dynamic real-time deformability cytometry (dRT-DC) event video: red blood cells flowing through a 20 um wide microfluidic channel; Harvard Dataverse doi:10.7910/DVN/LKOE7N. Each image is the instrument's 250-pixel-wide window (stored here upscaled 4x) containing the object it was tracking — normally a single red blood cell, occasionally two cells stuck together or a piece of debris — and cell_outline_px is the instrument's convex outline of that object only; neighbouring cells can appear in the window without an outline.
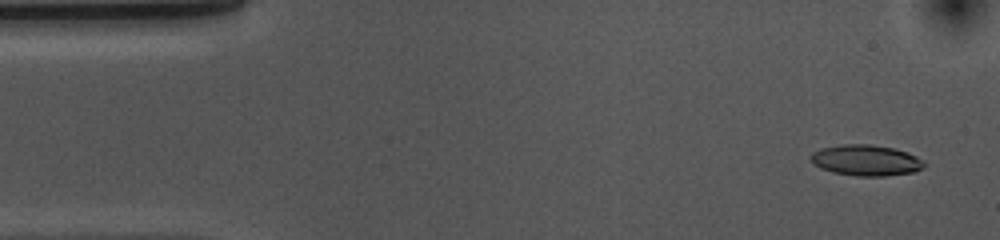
{"species": "common noctule bat (a hibernating species)", "species_latin": "Nyctalus noctula", "temperature_condition": "cold", "stored_images_in_passage": 15, "camera_frame_rate_fps": 3000, "um_per_image_px": 0.085, "animal": {"sex": "female", "body_mass_g": 10.0, "forearm_length_mm": 53.1}, "frame": {"image": 1, "passage_image": 3, "time_ms": 0.667, "image_size_px": [1000, 240], "cell_outline_px": [[924, 168], [912, 172], [888, 176], [856, 176], [832, 172], [820, 168], [812, 160], [812, 152], [820, 148], [844, 144], [868, 144], [892, 148], [908, 152], [924, 160]], "centroid_in_image_um": [73.64, 13.63], "position_along_channel_um": 11.4, "area_um2": 20.35}}
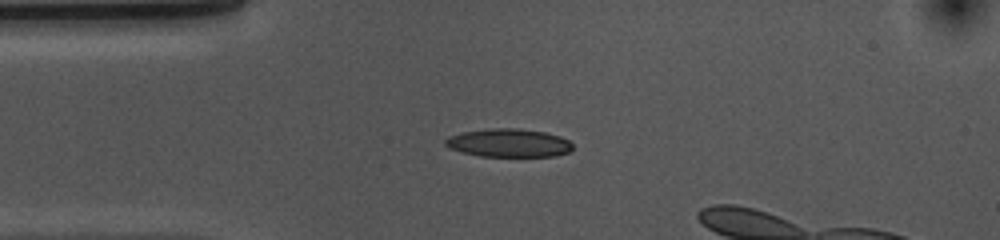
{"frame": {"image": 2, "passage_image": 12, "time_ms": 3.667, "image_size_px": [1000, 240], "cell_outline_px": [[572, 148], [568, 152], [556, 156], [480, 156], [448, 148], [444, 144], [444, 140], [448, 136], [460, 132], [488, 128], [516, 128], [544, 132], [560, 136], [568, 140], [572, 144]], "centroid_in_image_um": [43.2, 12.14], "position_along_channel_um": 41.8, "area_um2": 21.04}}